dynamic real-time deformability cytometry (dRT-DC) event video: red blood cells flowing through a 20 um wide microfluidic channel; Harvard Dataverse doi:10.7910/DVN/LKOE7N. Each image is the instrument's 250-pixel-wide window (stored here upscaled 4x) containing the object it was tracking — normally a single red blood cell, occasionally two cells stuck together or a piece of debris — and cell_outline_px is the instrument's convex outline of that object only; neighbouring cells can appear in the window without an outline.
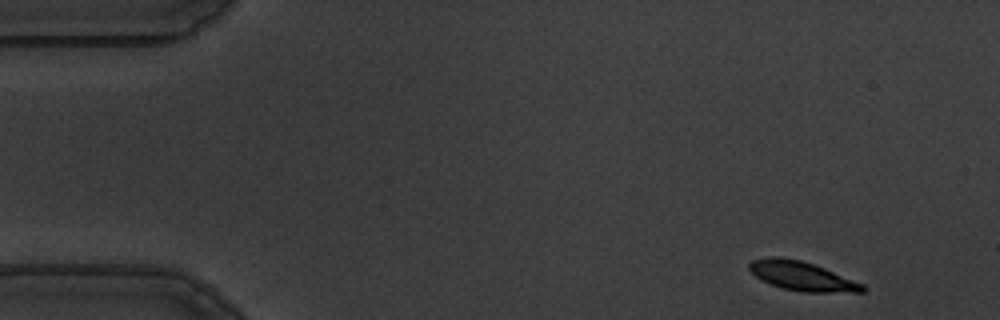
{"species": "common noctule bat (a hibernating species)", "species_latin": "Nyctalus noctula", "temperature_condition": "warm", "stored_images_in_passage": 53, "camera_frame_rate_fps": 3000, "um_per_image_px": 0.085, "animal": {"sex": "male", "body_mass_g": 19.5, "forearm_length_mm": 54.6}, "frame": {"image": 1, "passage_image": 2, "time_ms": 0.333, "image_size_px": [1000, 320], "cell_outline_px": [[868, 288], [864, 292], [804, 292], [784, 288], [772, 284], [756, 276], [748, 268], [748, 264], [752, 260], [768, 256], [780, 256], [800, 260], [824, 268], [864, 284]], "centroid_in_image_um": [68.18, 23.45], "position_along_channel_um": 16.8, "area_um2": 19.07}}
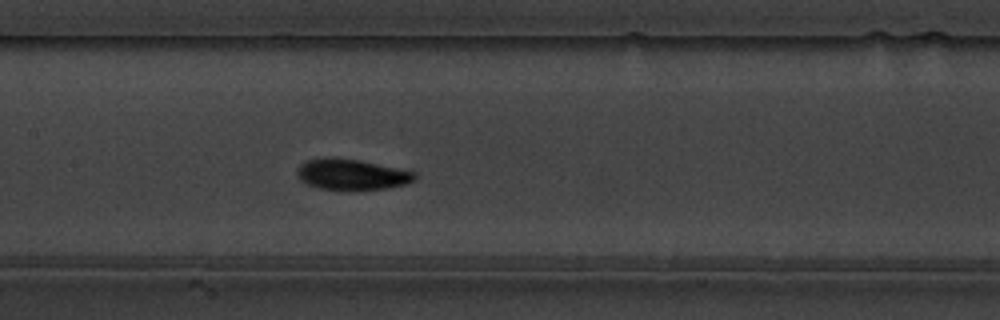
{"frame": {"image": 2, "passage_image": 24, "time_ms": 7.667, "image_size_px": [1000, 320], "cell_outline_px": [[416, 180], [404, 184], [388, 188], [316, 188], [300, 180], [296, 176], [296, 168], [300, 164], [308, 160], [324, 156], [360, 160], [416, 172]], "centroid_in_image_um": [29.85, 14.79], "position_along_channel_um": 177.6, "area_um2": 20.81}}
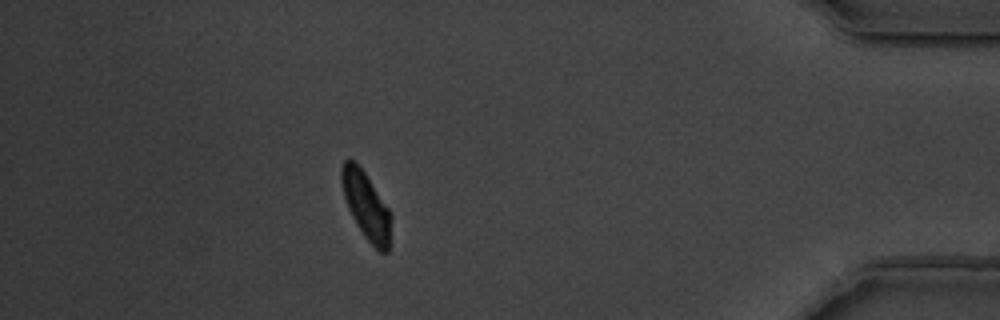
{"frame": {"image": 3, "passage_image": 47, "time_ms": 15.333, "image_size_px": [1000, 320], "cell_outline_px": [[392, 216], [388, 252], [380, 252], [364, 236], [356, 224], [348, 208], [344, 196], [340, 180], [340, 168], [344, 160], [352, 160], [364, 172], [388, 208]], "centroid_in_image_um": [31.11, 17.49], "position_along_channel_um": 404.1, "area_um2": 19.13}, "authors_computed_cell_mechanics": {"area_um2": 20.5768, "velocity_mm_per_s": 3.5589, "shape_relaxation_time_tau1_ms": 8.0449, "shape_relaxation_time_tau2_ms": 2.0676, "deformation_change_tau1": 0.3067, "deformation_change_tau2": 0.0399}}